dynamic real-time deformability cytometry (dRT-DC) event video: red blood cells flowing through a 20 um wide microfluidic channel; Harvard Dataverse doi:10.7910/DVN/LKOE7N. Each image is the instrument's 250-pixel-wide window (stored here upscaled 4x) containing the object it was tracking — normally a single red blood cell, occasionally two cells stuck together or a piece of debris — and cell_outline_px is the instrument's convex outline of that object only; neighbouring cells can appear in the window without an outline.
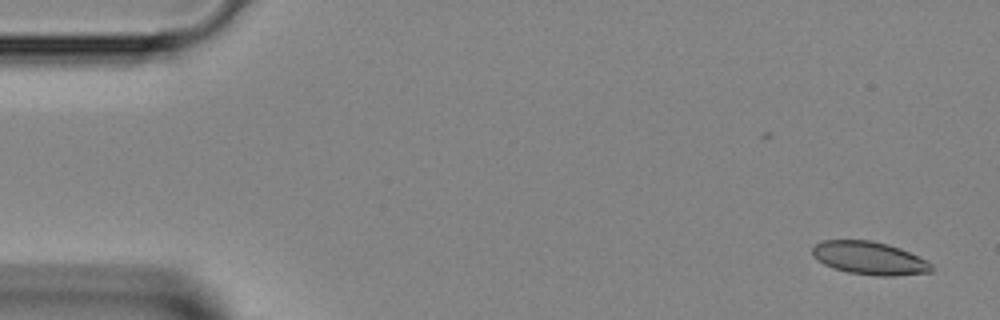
{"species": "Egyptian fruit bat (a non-hibernating species)", "species_latin": "Rousettus aegyptiacus", "temperature_condition": "room temperature", "stored_images_in_passage": 12, "camera_frame_rate_fps": 3000, "um_per_image_px": 0.085, "animal": {"sex": "female"}, "frame": {"image": 1, "passage_image": 1, "time_ms": 0.0, "image_size_px": [1000, 320], "cell_outline_px": [[932, 272], [892, 276], [880, 276], [848, 272], [832, 268], [824, 264], [812, 256], [812, 248], [816, 244], [824, 240], [872, 240], [888, 244], [900, 248], [932, 264]], "centroid_in_image_um": [73.87, 21.94], "position_along_channel_um": 11.1, "area_um2": 22.77}}
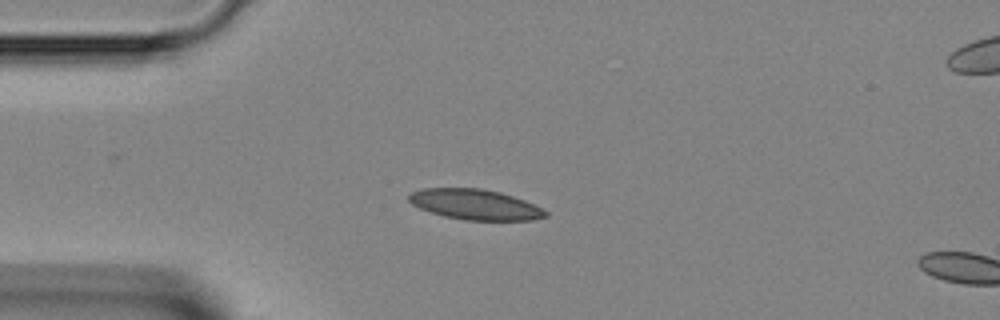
{"frame": {"image": 2, "passage_image": 10, "time_ms": 3.0, "image_size_px": [1000, 320], "cell_outline_px": [[548, 216], [532, 220], [464, 220], [444, 216], [420, 208], [412, 204], [408, 200], [408, 192], [424, 188], [480, 188], [500, 192], [524, 200], [548, 212]], "centroid_in_image_um": [40.35, 17.38], "position_along_channel_um": 44.6, "area_um2": 24.1}}